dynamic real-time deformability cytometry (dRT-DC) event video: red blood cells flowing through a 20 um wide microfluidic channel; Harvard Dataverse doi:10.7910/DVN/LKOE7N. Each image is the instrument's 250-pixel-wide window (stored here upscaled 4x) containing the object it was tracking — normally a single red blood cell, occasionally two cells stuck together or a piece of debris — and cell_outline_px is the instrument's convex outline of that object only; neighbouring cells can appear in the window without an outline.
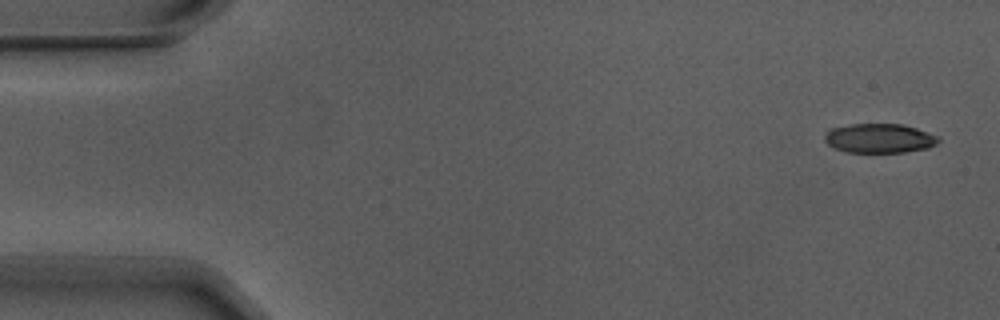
{"species": "Egyptian fruit bat (a non-hibernating species)", "species_latin": "Rousettus aegyptiacus", "temperature_condition": "warm", "stored_images_in_passage": 6, "camera_frame_rate_fps": 3000, "um_per_image_px": 0.085, "animal": {"sex": "male"}, "frame": {"image": 1, "passage_image": 1, "time_ms": 0.0, "image_size_px": [1000, 320], "cell_outline_px": [[940, 140], [936, 144], [928, 148], [904, 152], [848, 152], [836, 148], [828, 144], [824, 140], [824, 136], [828, 128], [852, 124], [904, 124], [940, 136]], "centroid_in_image_um": [74.76, 11.74], "position_along_channel_um": 10.2, "area_um2": 19.54}}
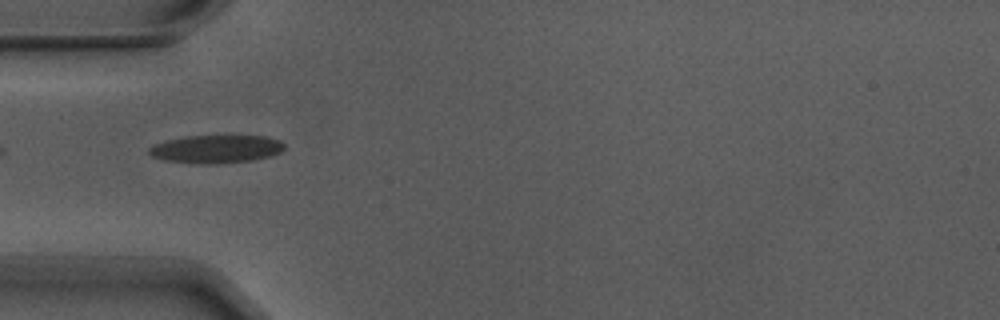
{"frame": {"image": 2, "passage_image": 5, "time_ms": 1.333, "image_size_px": [1000, 320], "cell_outline_px": [[284, 148], [280, 152], [268, 156], [252, 160], [220, 164], [200, 164], [164, 160], [152, 156], [148, 152], [148, 148], [156, 144], [168, 140], [184, 136], [268, 136], [280, 140], [284, 144]], "centroid_in_image_um": [18.37, 12.67], "position_along_channel_um": 66.6, "area_um2": 22.08}}